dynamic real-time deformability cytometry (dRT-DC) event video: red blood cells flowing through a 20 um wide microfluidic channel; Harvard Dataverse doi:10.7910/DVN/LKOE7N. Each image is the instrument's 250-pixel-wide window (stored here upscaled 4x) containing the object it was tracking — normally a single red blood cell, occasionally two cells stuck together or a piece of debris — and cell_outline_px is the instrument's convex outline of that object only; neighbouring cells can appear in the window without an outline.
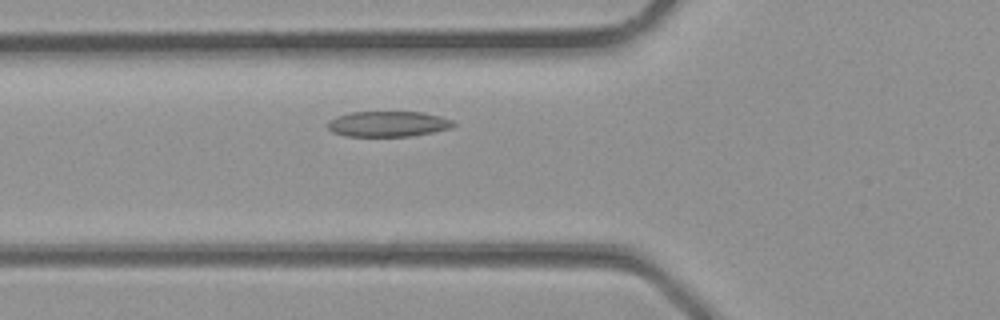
{"species": "common noctule bat (a hibernating species)", "species_latin": "Nyctalus noctula", "temperature_condition": "room temperature", "stored_images_in_passage": 29, "camera_frame_rate_fps": 3000, "um_per_image_px": 0.085, "animal": {"sex": "male", "body_mass_g": 23.1, "forearm_length_mm": 52.7}, "frame": {"image": 1, "passage_image": 7, "time_ms": 2.0, "image_size_px": [1000, 320], "cell_outline_px": [[456, 124], [452, 128], [412, 136], [344, 136], [332, 132], [328, 128], [328, 120], [336, 116], [352, 112], [420, 112], [440, 116], [452, 120]], "centroid_in_image_um": [32.97, 10.54], "position_along_channel_um": 92.8, "area_um2": 18.73}}
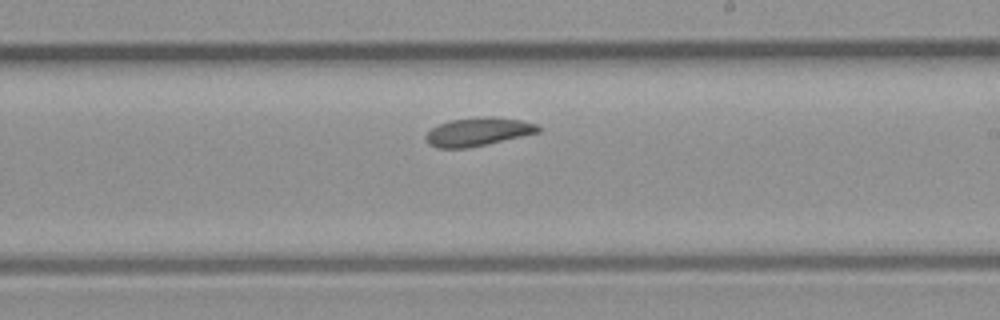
{"frame": {"image": 2, "passage_image": 15, "time_ms": 4.667, "image_size_px": [1000, 320], "cell_outline_px": [[540, 132], [468, 148], [436, 148], [428, 144], [424, 136], [432, 128], [448, 120], [480, 116], [496, 116], [524, 120], [536, 124], [540, 128]], "centroid_in_image_um": [40.63, 11.18], "position_along_channel_um": 248.4, "area_um2": 18.79}}
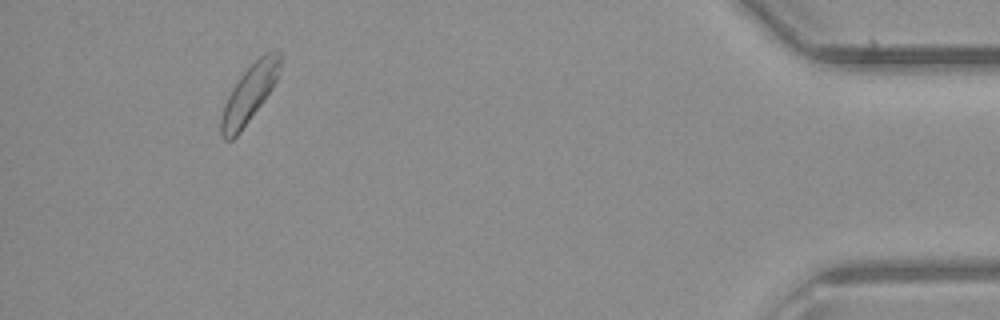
{"frame": {"image": 3, "passage_image": 27, "time_ms": 8.667, "image_size_px": [1000, 320], "cell_outline_px": [[280, 72], [272, 88], [264, 100], [240, 132], [232, 140], [224, 140], [220, 136], [220, 120], [224, 104], [232, 88], [240, 76], [264, 52], [280, 52]], "centroid_in_image_um": [21.16, 8.0], "position_along_channel_um": 414.0, "area_um2": 19.48}}